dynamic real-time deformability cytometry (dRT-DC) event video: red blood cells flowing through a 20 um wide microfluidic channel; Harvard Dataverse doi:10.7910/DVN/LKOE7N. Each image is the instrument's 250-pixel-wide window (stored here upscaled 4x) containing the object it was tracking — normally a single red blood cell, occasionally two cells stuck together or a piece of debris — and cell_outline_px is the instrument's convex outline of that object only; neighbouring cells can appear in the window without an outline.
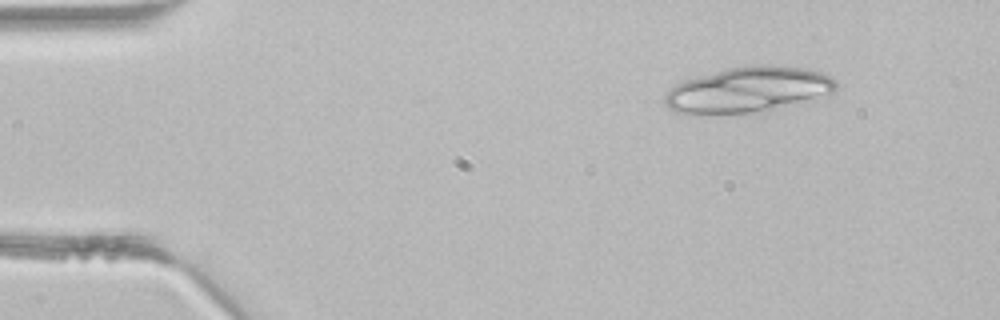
{"species": "common noctule bat (a hibernating species)", "species_latin": "Nyctalus noctula", "temperature_condition": "room temperature", "stored_images_in_passage": 4, "camera_frame_rate_fps": 3000, "um_per_image_px": 0.085, "animal": {"sex": "male", "body_mass_g": 21.5, "forearm_length_mm": 52.0}, "frame": {"image": 1, "passage_image": 2, "time_ms": 0.333, "image_size_px": [1000, 320], "cell_outline_px": [[836, 96], [752, 112], [704, 116], [692, 116], [676, 112], [668, 108], [664, 104], [664, 96], [676, 84], [684, 80], [728, 68], [752, 64], [764, 64], [804, 68], [820, 72], [836, 80]], "centroid_in_image_um": [63.61, 7.65], "position_along_channel_um": 21.4, "area_um2": 46.3}}